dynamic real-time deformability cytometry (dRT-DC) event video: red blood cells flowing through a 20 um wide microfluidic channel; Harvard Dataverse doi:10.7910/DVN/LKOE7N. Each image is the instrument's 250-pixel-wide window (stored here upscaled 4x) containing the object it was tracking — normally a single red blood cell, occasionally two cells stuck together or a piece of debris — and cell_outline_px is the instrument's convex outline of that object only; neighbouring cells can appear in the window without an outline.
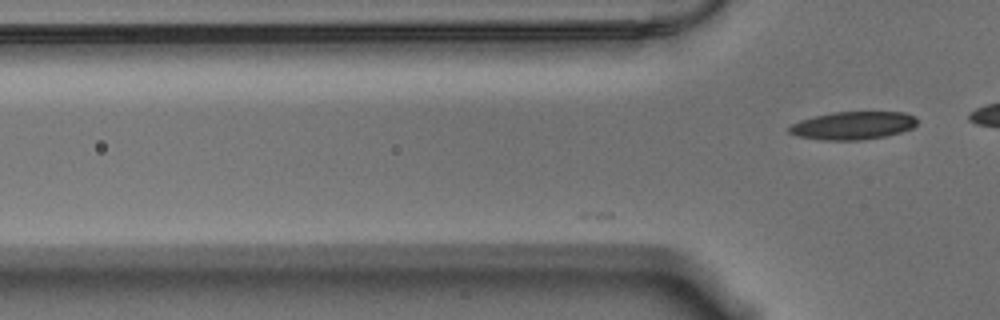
{"species": "Egyptian fruit bat (a non-hibernating species)", "species_latin": "Rousettus aegyptiacus", "temperature_condition": "warm", "stored_images_in_passage": 11, "camera_frame_rate_fps": 3000, "um_per_image_px": 0.085, "animal": {"sex": "male"}, "frame": {"image": 1, "passage_image": 11, "time_ms": 3.333, "image_size_px": [1000, 320], "cell_outline_px": [[916, 124], [912, 128], [900, 132], [884, 136], [864, 140], [820, 140], [796, 136], [788, 132], [788, 128], [792, 124], [800, 120], [812, 116], [832, 112], [904, 112], [916, 116]], "centroid_in_image_um": [72.46, 10.67], "position_along_channel_um": 53.3, "area_um2": 20.98}}